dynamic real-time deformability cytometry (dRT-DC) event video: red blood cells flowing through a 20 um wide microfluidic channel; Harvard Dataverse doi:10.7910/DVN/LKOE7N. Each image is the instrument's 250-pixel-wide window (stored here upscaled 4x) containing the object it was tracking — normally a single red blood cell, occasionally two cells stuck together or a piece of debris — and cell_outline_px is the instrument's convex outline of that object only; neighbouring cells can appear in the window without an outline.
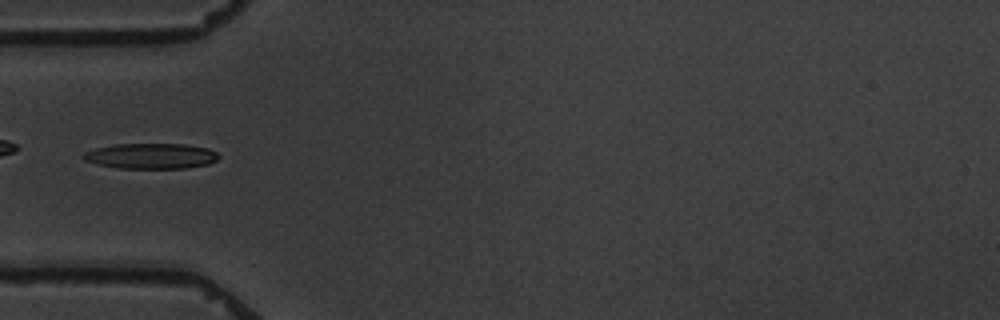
{"species": "common noctule bat (a hibernating species)", "species_latin": "Nyctalus noctula", "temperature_condition": "warm", "stored_images_in_passage": 9, "camera_frame_rate_fps": 3000, "um_per_image_px": 0.085, "animal": {"sex": "male", "body_mass_g": 19.5, "forearm_length_mm": 54.6}, "frame": {"image": 1, "passage_image": 6, "time_ms": 6.0, "image_size_px": [1000, 320], "cell_outline_px": [[220, 156], [216, 160], [208, 164], [184, 168], [116, 168], [84, 160], [80, 156], [84, 152], [96, 148], [112, 144], [184, 144], [208, 148], [216, 152]], "centroid_in_image_um": [12.82, 13.25], "position_along_channel_um": 72.2, "area_um2": 20.06}}
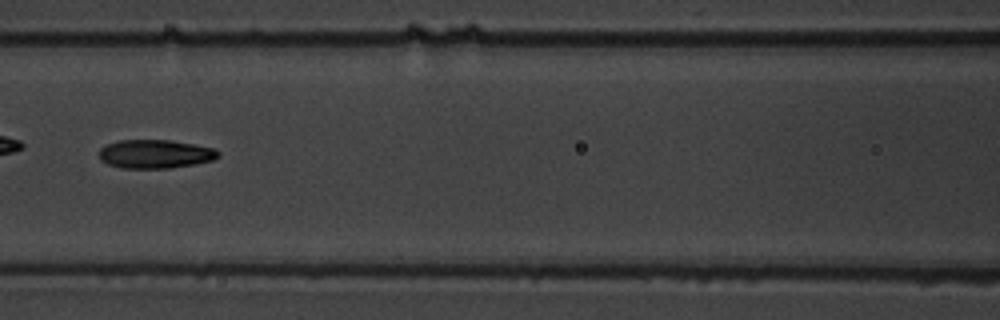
{"frame": {"image": 2, "passage_image": 8, "time_ms": 8.333, "image_size_px": [1000, 320], "cell_outline_px": [[220, 156], [212, 160], [192, 164], [168, 168], [120, 168], [108, 164], [100, 160], [100, 148], [108, 144], [120, 140], [168, 140], [216, 148], [220, 152]], "centroid_in_image_um": [13.19, 13.09], "position_along_channel_um": 153.4, "area_um2": 19.77}}
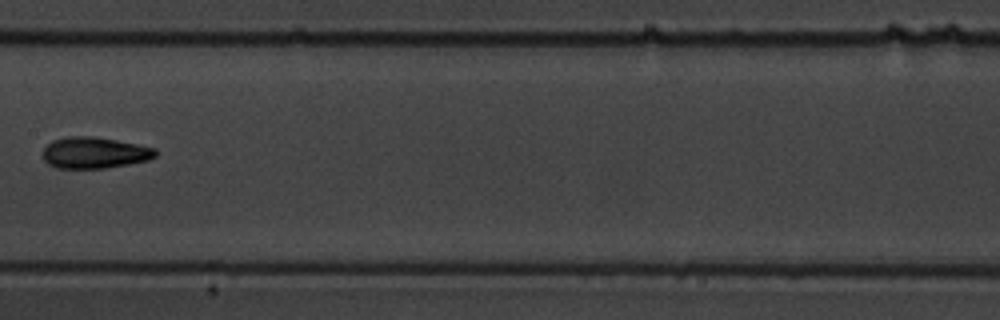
{"frame": {"image": 3, "passage_image": 9, "time_ms": 9.667, "image_size_px": [1000, 320], "cell_outline_px": [[156, 156], [148, 160], [128, 164], [104, 168], [56, 168], [48, 164], [44, 160], [44, 148], [52, 140], [68, 136], [92, 136], [116, 140], [156, 148]], "centroid_in_image_um": [8.02, 12.98], "position_along_channel_um": 199.4, "area_um2": 20.46}}